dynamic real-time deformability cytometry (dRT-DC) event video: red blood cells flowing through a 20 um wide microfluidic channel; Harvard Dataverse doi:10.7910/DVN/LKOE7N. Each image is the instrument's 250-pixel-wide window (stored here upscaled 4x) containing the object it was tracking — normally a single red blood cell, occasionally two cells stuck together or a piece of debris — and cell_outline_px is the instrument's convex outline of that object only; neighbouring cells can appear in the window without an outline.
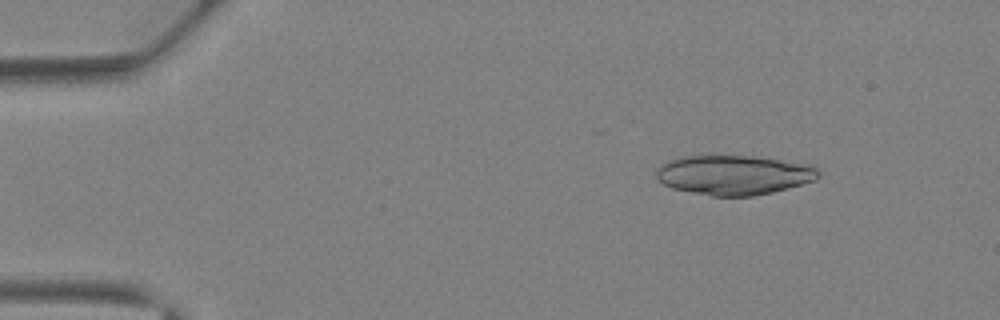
{"species": "Egyptian fruit bat (a non-hibernating species)", "species_latin": "Rousettus aegyptiacus", "temperature_condition": "warm", "stored_images_in_passage": 18, "camera_frame_rate_fps": 3000, "um_per_image_px": 0.085, "animal": {"sex": "female"}, "frame": {"image": 1, "passage_image": 6, "time_ms": 1.667, "image_size_px": [1000, 320], "cell_outline_px": [[816, 176], [812, 180], [800, 184], [752, 196], [712, 196], [676, 188], [664, 184], [656, 176], [656, 172], [664, 164], [672, 160], [692, 156], [740, 156], [776, 160], [816, 168]], "centroid_in_image_um": [62.28, 14.89], "position_along_channel_um": 22.7, "area_um2": 35.43}}